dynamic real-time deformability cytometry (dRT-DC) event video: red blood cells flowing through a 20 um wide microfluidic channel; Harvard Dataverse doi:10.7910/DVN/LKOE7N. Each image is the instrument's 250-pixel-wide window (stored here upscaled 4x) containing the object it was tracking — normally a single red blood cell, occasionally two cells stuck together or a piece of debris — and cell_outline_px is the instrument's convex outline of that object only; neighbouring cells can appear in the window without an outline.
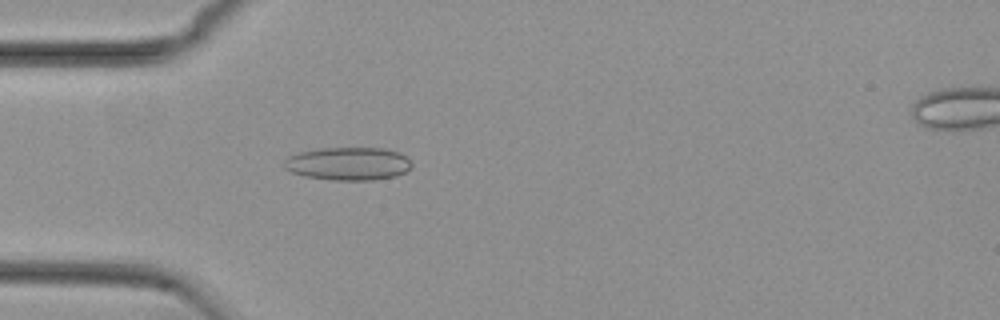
{"species": "common noctule bat (a hibernating species)", "species_latin": "Nyctalus noctula", "temperature_condition": "cold", "stored_images_in_passage": 46, "camera_frame_rate_fps": 3000, "um_per_image_px": 0.085, "animal": {"sex": "female", "body_mass_g": 29.2, "forearm_length_mm": 56.3}, "frame": {"image": 1, "passage_image": 7, "time_ms": 2.0, "image_size_px": [1000, 320], "cell_outline_px": [[412, 168], [396, 176], [372, 180], [332, 180], [304, 176], [292, 172], [284, 168], [284, 160], [288, 156], [300, 152], [320, 148], [384, 148], [400, 152], [412, 164]], "centroid_in_image_um": [29.6, 13.91], "position_along_channel_um": 55.4, "area_um2": 24.62}}
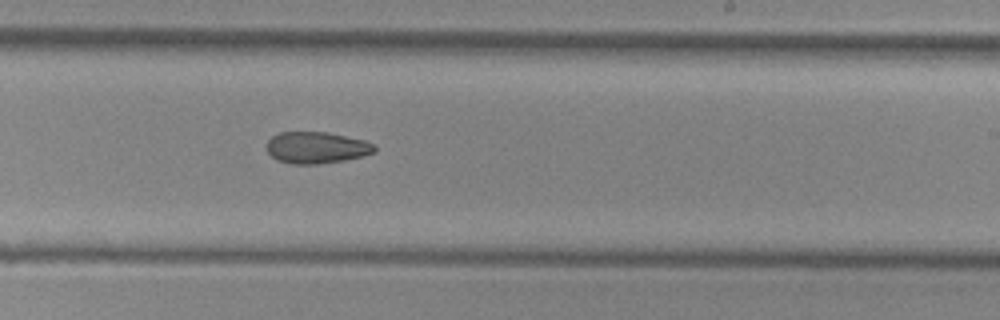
{"frame": {"image": 2, "passage_image": 24, "time_ms": 7.667, "image_size_px": [1000, 320], "cell_outline_px": [[376, 152], [364, 156], [344, 160], [316, 164], [292, 164], [276, 160], [268, 152], [268, 140], [272, 136], [280, 132], [328, 132], [364, 140], [372, 144], [376, 148]], "centroid_in_image_um": [26.91, 12.55], "position_along_channel_um": 262.1, "area_um2": 19.83}}
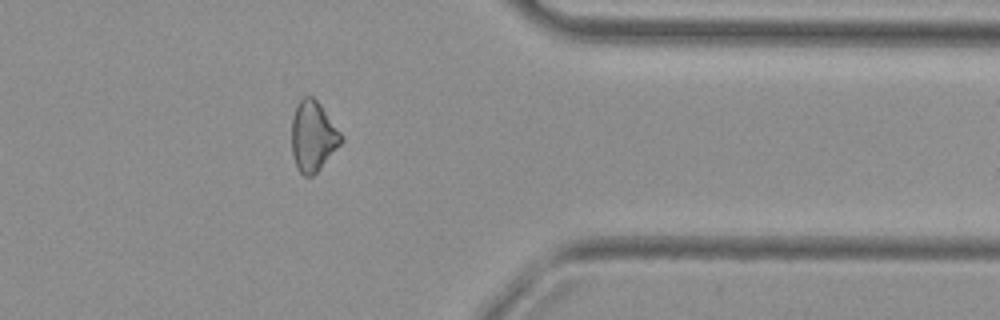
{"frame": {"image": 3, "passage_image": 35, "time_ms": 11.333, "image_size_px": [1000, 320], "cell_outline_px": [[344, 140], [320, 168], [312, 176], [304, 176], [300, 172], [292, 156], [292, 116], [296, 104], [304, 96], [312, 96], [320, 104], [340, 132]], "centroid_in_image_um": [26.59, 11.57], "position_along_channel_um": 384.8, "area_um2": 20.06}}